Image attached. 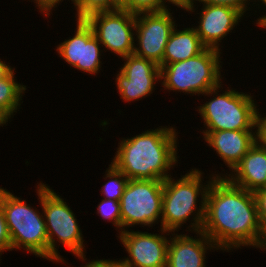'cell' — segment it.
I'll return each instance as SVG.
<instances>
[{
	"label": "cell",
	"instance_id": "5b68a950",
	"mask_svg": "<svg viewBox=\"0 0 266 267\" xmlns=\"http://www.w3.org/2000/svg\"><path fill=\"white\" fill-rule=\"evenodd\" d=\"M37 184L35 192L41 210L35 206L32 207V204H27L26 200H22L3 187L2 208L11 239L12 251L23 249L27 254L48 260V235L41 204V181Z\"/></svg>",
	"mask_w": 266,
	"mask_h": 267
},
{
	"label": "cell",
	"instance_id": "277c9868",
	"mask_svg": "<svg viewBox=\"0 0 266 267\" xmlns=\"http://www.w3.org/2000/svg\"><path fill=\"white\" fill-rule=\"evenodd\" d=\"M223 85L221 83L202 94L204 99L207 96L208 101H202L204 104H200L197 110L195 108L205 127L203 131L200 129V132L256 130V115L259 108L257 101L253 99L254 95L239 92L231 86L223 90Z\"/></svg>",
	"mask_w": 266,
	"mask_h": 267
},
{
	"label": "cell",
	"instance_id": "2e32d148",
	"mask_svg": "<svg viewBox=\"0 0 266 267\" xmlns=\"http://www.w3.org/2000/svg\"><path fill=\"white\" fill-rule=\"evenodd\" d=\"M206 144L216 152L231 172L256 143V130L200 132Z\"/></svg>",
	"mask_w": 266,
	"mask_h": 267
},
{
	"label": "cell",
	"instance_id": "4316f807",
	"mask_svg": "<svg viewBox=\"0 0 266 267\" xmlns=\"http://www.w3.org/2000/svg\"><path fill=\"white\" fill-rule=\"evenodd\" d=\"M78 259L82 261V264L80 267H125L121 261V258L119 260L118 259L112 260V259H105V258L88 260L86 258V255H83V256H79ZM87 260L88 262H86Z\"/></svg>",
	"mask_w": 266,
	"mask_h": 267
},
{
	"label": "cell",
	"instance_id": "7c38bea8",
	"mask_svg": "<svg viewBox=\"0 0 266 267\" xmlns=\"http://www.w3.org/2000/svg\"><path fill=\"white\" fill-rule=\"evenodd\" d=\"M122 61L124 63L114 78L122 101H140L155 92L156 84L161 82L158 64L134 53L122 57Z\"/></svg>",
	"mask_w": 266,
	"mask_h": 267
},
{
	"label": "cell",
	"instance_id": "9c48e42d",
	"mask_svg": "<svg viewBox=\"0 0 266 267\" xmlns=\"http://www.w3.org/2000/svg\"><path fill=\"white\" fill-rule=\"evenodd\" d=\"M85 20L92 27L104 52L108 50L120 58L134 53L135 14L118 8L91 13Z\"/></svg>",
	"mask_w": 266,
	"mask_h": 267
},
{
	"label": "cell",
	"instance_id": "ffe728a7",
	"mask_svg": "<svg viewBox=\"0 0 266 267\" xmlns=\"http://www.w3.org/2000/svg\"><path fill=\"white\" fill-rule=\"evenodd\" d=\"M108 166L109 167L103 175V178L107 182L102 185L100 192L103 194V198L120 201L129 178L118 170L112 163Z\"/></svg>",
	"mask_w": 266,
	"mask_h": 267
},
{
	"label": "cell",
	"instance_id": "9a60e30c",
	"mask_svg": "<svg viewBox=\"0 0 266 267\" xmlns=\"http://www.w3.org/2000/svg\"><path fill=\"white\" fill-rule=\"evenodd\" d=\"M195 236L182 231L172 232L167 252L166 267H207L206 258L210 251L218 252L217 246L202 232L196 231Z\"/></svg>",
	"mask_w": 266,
	"mask_h": 267
},
{
	"label": "cell",
	"instance_id": "cb8c5ba5",
	"mask_svg": "<svg viewBox=\"0 0 266 267\" xmlns=\"http://www.w3.org/2000/svg\"><path fill=\"white\" fill-rule=\"evenodd\" d=\"M120 8L137 15L140 13L161 12L168 7L161 0H126Z\"/></svg>",
	"mask_w": 266,
	"mask_h": 267
},
{
	"label": "cell",
	"instance_id": "603a6c76",
	"mask_svg": "<svg viewBox=\"0 0 266 267\" xmlns=\"http://www.w3.org/2000/svg\"><path fill=\"white\" fill-rule=\"evenodd\" d=\"M198 1V2H197ZM197 3L200 4H205V5H221V6H229L232 8L237 9L240 11L244 16L248 15L249 12L253 9L252 6L253 0H193L191 5L186 9V12L188 14H191L192 12H197L196 10L198 9ZM251 3V4H250ZM197 5V7H196ZM251 6V7H250ZM196 7V8H195ZM250 9V10H249ZM247 11V12H246ZM249 11V12H248Z\"/></svg>",
	"mask_w": 266,
	"mask_h": 267
},
{
	"label": "cell",
	"instance_id": "4fadbf2b",
	"mask_svg": "<svg viewBox=\"0 0 266 267\" xmlns=\"http://www.w3.org/2000/svg\"><path fill=\"white\" fill-rule=\"evenodd\" d=\"M159 231L154 234V232H139L130 228L117 234L128 253L127 257L121 259L125 267H166L168 244L172 232L162 228Z\"/></svg>",
	"mask_w": 266,
	"mask_h": 267
},
{
	"label": "cell",
	"instance_id": "3957f363",
	"mask_svg": "<svg viewBox=\"0 0 266 267\" xmlns=\"http://www.w3.org/2000/svg\"><path fill=\"white\" fill-rule=\"evenodd\" d=\"M216 172L204 177V172L200 168L192 167L178 179L170 176L163 180L160 228L170 232H179L188 221L190 224L187 223L186 232L194 234L196 231H201L205 215L206 193L212 179L219 177V173ZM207 177L209 179L204 181Z\"/></svg>",
	"mask_w": 266,
	"mask_h": 267
},
{
	"label": "cell",
	"instance_id": "7402d4cb",
	"mask_svg": "<svg viewBox=\"0 0 266 267\" xmlns=\"http://www.w3.org/2000/svg\"><path fill=\"white\" fill-rule=\"evenodd\" d=\"M100 218L112 223L115 226L118 234L122 233V218L120 201H114L111 199L102 198L101 202L97 205V213Z\"/></svg>",
	"mask_w": 266,
	"mask_h": 267
},
{
	"label": "cell",
	"instance_id": "83f0119b",
	"mask_svg": "<svg viewBox=\"0 0 266 267\" xmlns=\"http://www.w3.org/2000/svg\"><path fill=\"white\" fill-rule=\"evenodd\" d=\"M64 0H29V2H33L35 7L39 9L38 11L44 15L45 18H51V14L53 10L61 4ZM70 2V0H68ZM73 2V0H71Z\"/></svg>",
	"mask_w": 266,
	"mask_h": 267
},
{
	"label": "cell",
	"instance_id": "6da1fadb",
	"mask_svg": "<svg viewBox=\"0 0 266 267\" xmlns=\"http://www.w3.org/2000/svg\"><path fill=\"white\" fill-rule=\"evenodd\" d=\"M201 231L219 252L243 247L266 251L253 192L234 185L226 177H214L208 187Z\"/></svg>",
	"mask_w": 266,
	"mask_h": 267
},
{
	"label": "cell",
	"instance_id": "484cf974",
	"mask_svg": "<svg viewBox=\"0 0 266 267\" xmlns=\"http://www.w3.org/2000/svg\"><path fill=\"white\" fill-rule=\"evenodd\" d=\"M253 194L257 205L259 221L266 239V187L256 190Z\"/></svg>",
	"mask_w": 266,
	"mask_h": 267
},
{
	"label": "cell",
	"instance_id": "5bb4252c",
	"mask_svg": "<svg viewBox=\"0 0 266 267\" xmlns=\"http://www.w3.org/2000/svg\"><path fill=\"white\" fill-rule=\"evenodd\" d=\"M201 11L196 13L199 15V21L193 27L201 42L207 48H214L222 51L224 44L220 45L223 39L239 25L241 19L245 17L240 11L229 6L221 5H205L201 4ZM236 27V28H235ZM221 47V48H220Z\"/></svg>",
	"mask_w": 266,
	"mask_h": 267
},
{
	"label": "cell",
	"instance_id": "d6a6232c",
	"mask_svg": "<svg viewBox=\"0 0 266 267\" xmlns=\"http://www.w3.org/2000/svg\"><path fill=\"white\" fill-rule=\"evenodd\" d=\"M120 6L126 1V0H115Z\"/></svg>",
	"mask_w": 266,
	"mask_h": 267
},
{
	"label": "cell",
	"instance_id": "e0dca14e",
	"mask_svg": "<svg viewBox=\"0 0 266 267\" xmlns=\"http://www.w3.org/2000/svg\"><path fill=\"white\" fill-rule=\"evenodd\" d=\"M223 171L224 173H219V177H226L231 183L247 191L255 192L265 188L266 148L256 142L231 172L225 169L221 172Z\"/></svg>",
	"mask_w": 266,
	"mask_h": 267
},
{
	"label": "cell",
	"instance_id": "ac0fdd59",
	"mask_svg": "<svg viewBox=\"0 0 266 267\" xmlns=\"http://www.w3.org/2000/svg\"><path fill=\"white\" fill-rule=\"evenodd\" d=\"M173 29L165 47L163 61L159 66L187 60L203 52L207 47L201 42L195 28Z\"/></svg>",
	"mask_w": 266,
	"mask_h": 267
},
{
	"label": "cell",
	"instance_id": "52a82bcc",
	"mask_svg": "<svg viewBox=\"0 0 266 267\" xmlns=\"http://www.w3.org/2000/svg\"><path fill=\"white\" fill-rule=\"evenodd\" d=\"M41 204L48 235V260L53 263H61L62 265L69 264L58 251L59 246L62 245L75 258L86 255L85 240L77 221V216H75L76 214H74L70 205L67 204L62 196L42 181Z\"/></svg>",
	"mask_w": 266,
	"mask_h": 267
},
{
	"label": "cell",
	"instance_id": "4dcf8cb0",
	"mask_svg": "<svg viewBox=\"0 0 266 267\" xmlns=\"http://www.w3.org/2000/svg\"><path fill=\"white\" fill-rule=\"evenodd\" d=\"M161 1L168 8H171V6L169 5L172 4L173 6H176L177 8H180V10H184V11H186V9L193 2V0H161Z\"/></svg>",
	"mask_w": 266,
	"mask_h": 267
},
{
	"label": "cell",
	"instance_id": "d4e9b609",
	"mask_svg": "<svg viewBox=\"0 0 266 267\" xmlns=\"http://www.w3.org/2000/svg\"><path fill=\"white\" fill-rule=\"evenodd\" d=\"M6 251H12V244L2 208V187L0 186V261Z\"/></svg>",
	"mask_w": 266,
	"mask_h": 267
},
{
	"label": "cell",
	"instance_id": "f1b7e54d",
	"mask_svg": "<svg viewBox=\"0 0 266 267\" xmlns=\"http://www.w3.org/2000/svg\"><path fill=\"white\" fill-rule=\"evenodd\" d=\"M266 113H263V115L259 112V109L257 111L256 115V142L266 148ZM263 116V117H262Z\"/></svg>",
	"mask_w": 266,
	"mask_h": 267
},
{
	"label": "cell",
	"instance_id": "30bf717a",
	"mask_svg": "<svg viewBox=\"0 0 266 267\" xmlns=\"http://www.w3.org/2000/svg\"><path fill=\"white\" fill-rule=\"evenodd\" d=\"M170 8L136 15L134 54L160 64L166 44L178 25Z\"/></svg>",
	"mask_w": 266,
	"mask_h": 267
},
{
	"label": "cell",
	"instance_id": "44dd1931",
	"mask_svg": "<svg viewBox=\"0 0 266 267\" xmlns=\"http://www.w3.org/2000/svg\"><path fill=\"white\" fill-rule=\"evenodd\" d=\"M76 19H85L89 14L98 11L115 10L120 5L115 0H73Z\"/></svg>",
	"mask_w": 266,
	"mask_h": 267
},
{
	"label": "cell",
	"instance_id": "8fae6325",
	"mask_svg": "<svg viewBox=\"0 0 266 267\" xmlns=\"http://www.w3.org/2000/svg\"><path fill=\"white\" fill-rule=\"evenodd\" d=\"M76 28L72 38L68 37L57 44L54 49L59 57L67 63L70 68L80 70L83 74L99 75L102 67V45L94 35L92 27L85 19H76Z\"/></svg>",
	"mask_w": 266,
	"mask_h": 267
},
{
	"label": "cell",
	"instance_id": "1f68e13d",
	"mask_svg": "<svg viewBox=\"0 0 266 267\" xmlns=\"http://www.w3.org/2000/svg\"><path fill=\"white\" fill-rule=\"evenodd\" d=\"M9 64V62H5V60H2L0 57V80L14 68V66L12 67Z\"/></svg>",
	"mask_w": 266,
	"mask_h": 267
},
{
	"label": "cell",
	"instance_id": "d6986e66",
	"mask_svg": "<svg viewBox=\"0 0 266 267\" xmlns=\"http://www.w3.org/2000/svg\"><path fill=\"white\" fill-rule=\"evenodd\" d=\"M15 73V68H13L0 80V127L7 126L17 111L22 108L20 107L24 102L22 97L28 90L26 85L17 82Z\"/></svg>",
	"mask_w": 266,
	"mask_h": 267
},
{
	"label": "cell",
	"instance_id": "7a4b0ae2",
	"mask_svg": "<svg viewBox=\"0 0 266 267\" xmlns=\"http://www.w3.org/2000/svg\"><path fill=\"white\" fill-rule=\"evenodd\" d=\"M168 126L122 137L111 163L129 179L166 180L178 166L180 148L177 127Z\"/></svg>",
	"mask_w": 266,
	"mask_h": 267
},
{
	"label": "cell",
	"instance_id": "ba28073f",
	"mask_svg": "<svg viewBox=\"0 0 266 267\" xmlns=\"http://www.w3.org/2000/svg\"><path fill=\"white\" fill-rule=\"evenodd\" d=\"M162 199L163 180L129 179L120 200L122 232L161 223Z\"/></svg>",
	"mask_w": 266,
	"mask_h": 267
},
{
	"label": "cell",
	"instance_id": "f546056e",
	"mask_svg": "<svg viewBox=\"0 0 266 267\" xmlns=\"http://www.w3.org/2000/svg\"><path fill=\"white\" fill-rule=\"evenodd\" d=\"M253 4H256V5H253V10H254L255 6H258V7L255 8L256 10L258 8L260 12H262L261 10H263V9L266 11V0H253ZM265 14L264 15H260L259 18H257V20H255L256 21L255 24L262 30L266 29V15Z\"/></svg>",
	"mask_w": 266,
	"mask_h": 267
},
{
	"label": "cell",
	"instance_id": "8992f818",
	"mask_svg": "<svg viewBox=\"0 0 266 267\" xmlns=\"http://www.w3.org/2000/svg\"><path fill=\"white\" fill-rule=\"evenodd\" d=\"M222 51L206 48L187 60L160 67V87L168 92L197 96L202 95L223 82L221 75ZM182 92V93H181Z\"/></svg>",
	"mask_w": 266,
	"mask_h": 267
}]
</instances>
